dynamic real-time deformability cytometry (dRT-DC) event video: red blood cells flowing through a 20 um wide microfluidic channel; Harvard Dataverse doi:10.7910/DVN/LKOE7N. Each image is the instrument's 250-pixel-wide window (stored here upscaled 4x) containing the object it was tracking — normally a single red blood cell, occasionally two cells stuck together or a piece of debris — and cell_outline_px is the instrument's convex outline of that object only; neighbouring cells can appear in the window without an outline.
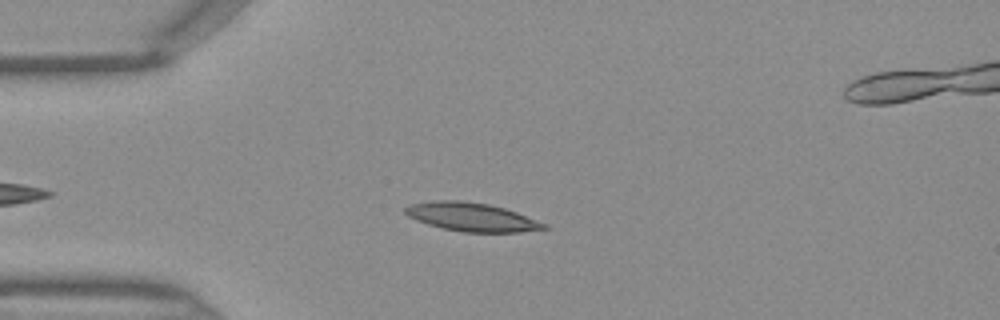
{"species": "Egyptian fruit bat (a non-hibernating species)", "species_latin": "Rousettus aegyptiacus", "temperature_condition": "warm", "stored_images_in_passage": 42, "camera_frame_rate_fps": 3000, "um_per_image_px": 0.085, "frame": {"image": 1, "passage_image": 7, "time_ms": 2.0, "image_size_px": [1000, 320], "cell_outline_px": [[548, 228], [520, 232], [464, 232], [444, 228], [428, 224], [416, 220], [408, 216], [404, 212], [404, 208], [408, 204], [432, 200], [460, 200], [488, 204], [504, 208], [516, 212], [548, 224]], "centroid_in_image_um": [40.07, 18.43], "position_along_channel_um": 44.9, "area_um2": 23.06}}
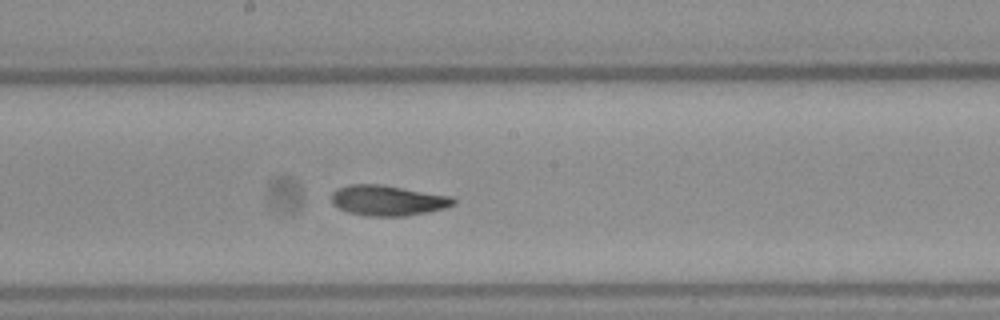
{"frame": {"image": 2, "passage_image": 20, "time_ms": 6.333, "image_size_px": [1000, 320], "cell_outline_px": [[456, 204], [444, 208], [408, 216], [364, 216], [348, 212], [332, 204], [332, 192], [336, 188], [348, 184], [384, 184], [452, 196], [456, 200]], "centroid_in_image_um": [32.96, 17.02], "position_along_channel_um": 215.2, "area_um2": 21.91}}
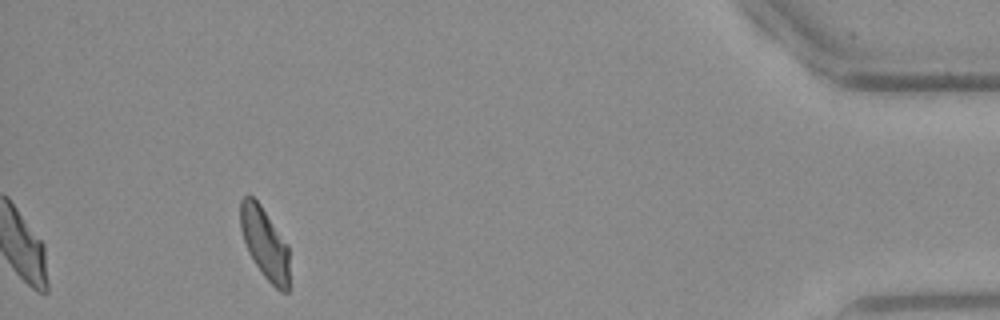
{"frame": {"image": 3, "passage_image": 38, "time_ms": 12.333, "image_size_px": [1000, 320], "cell_outline_px": [[288, 292], [280, 292], [264, 276], [248, 252], [240, 228], [240, 200], [248, 192], [260, 204], [288, 244]], "centroid_in_image_um": [22.49, 20.64], "position_along_channel_um": 412.7, "area_um2": 20.29}}